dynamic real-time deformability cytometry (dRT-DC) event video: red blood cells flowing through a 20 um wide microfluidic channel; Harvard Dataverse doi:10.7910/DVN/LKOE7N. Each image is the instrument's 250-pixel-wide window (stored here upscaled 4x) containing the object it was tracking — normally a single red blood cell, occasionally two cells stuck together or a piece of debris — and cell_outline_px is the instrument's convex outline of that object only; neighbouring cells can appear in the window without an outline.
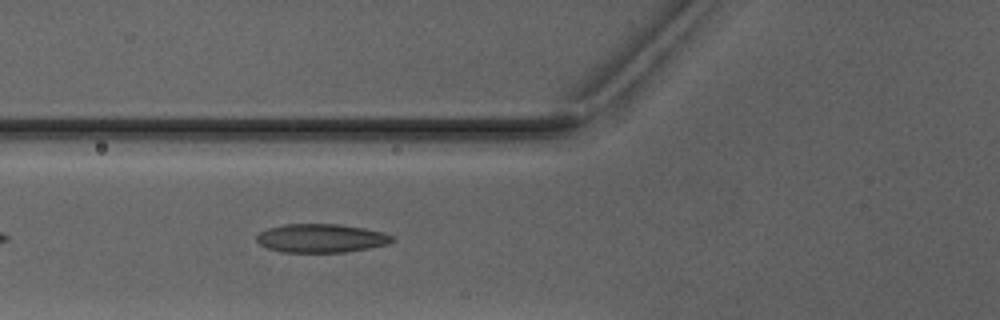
{"species": "Egyptian fruit bat (a non-hibernating species)", "species_latin": "Rousettus aegyptiacus", "temperature_condition": "warm", "stored_images_in_passage": 5, "camera_frame_rate_fps": 3000, "um_per_image_px": 0.085, "animal": {"sex": "male"}, "frame": {"image": 1, "passage_image": 5, "time_ms": 5.667, "image_size_px": [1000, 320], "cell_outline_px": [[392, 240], [388, 244], [368, 248], [344, 252], [284, 252], [268, 248], [260, 244], [256, 240], [256, 236], [260, 232], [268, 228], [284, 224], [336, 224], [364, 228], [384, 232], [392, 236]], "centroid_in_image_um": [27.28, 20.24], "position_along_channel_um": 98.5, "area_um2": 22.43}}